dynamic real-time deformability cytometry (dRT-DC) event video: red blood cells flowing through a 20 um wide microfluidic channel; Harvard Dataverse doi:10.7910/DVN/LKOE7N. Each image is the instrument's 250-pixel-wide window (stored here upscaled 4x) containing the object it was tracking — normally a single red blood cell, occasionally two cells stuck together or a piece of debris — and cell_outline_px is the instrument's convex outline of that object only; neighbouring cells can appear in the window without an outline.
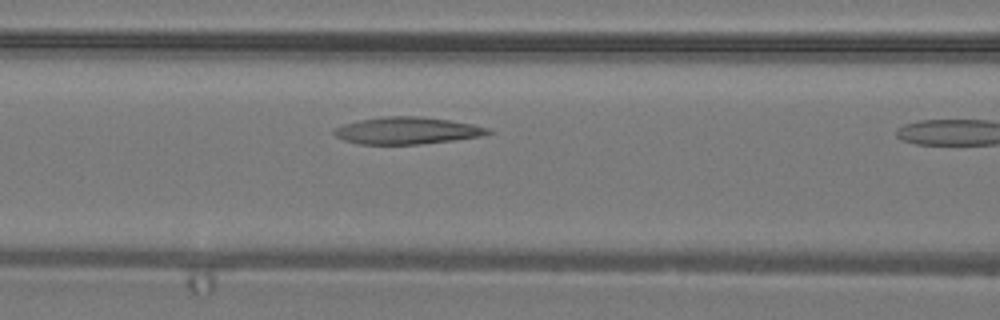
{"species": "common noctule bat (a hibernating species)", "species_latin": "Nyctalus noctula", "temperature_condition": "warm", "stored_images_in_passage": 9, "camera_frame_rate_fps": 3000, "um_per_image_px": 0.085, "animal": {"sex": "male", "body_mass_g": 19.2, "forearm_length_mm": 51.8}, "frame": {"image": 1, "passage_image": 8, "time_ms": 2.333, "image_size_px": [1000, 320], "cell_outline_px": [[492, 132], [484, 136], [420, 144], [360, 144], [344, 140], [336, 136], [332, 132], [332, 128], [344, 124], [360, 120], [384, 116], [420, 116], [448, 120], [472, 124], [488, 128]], "centroid_in_image_um": [34.57, 11.1], "position_along_channel_um": 132.0, "area_um2": 24.16}}